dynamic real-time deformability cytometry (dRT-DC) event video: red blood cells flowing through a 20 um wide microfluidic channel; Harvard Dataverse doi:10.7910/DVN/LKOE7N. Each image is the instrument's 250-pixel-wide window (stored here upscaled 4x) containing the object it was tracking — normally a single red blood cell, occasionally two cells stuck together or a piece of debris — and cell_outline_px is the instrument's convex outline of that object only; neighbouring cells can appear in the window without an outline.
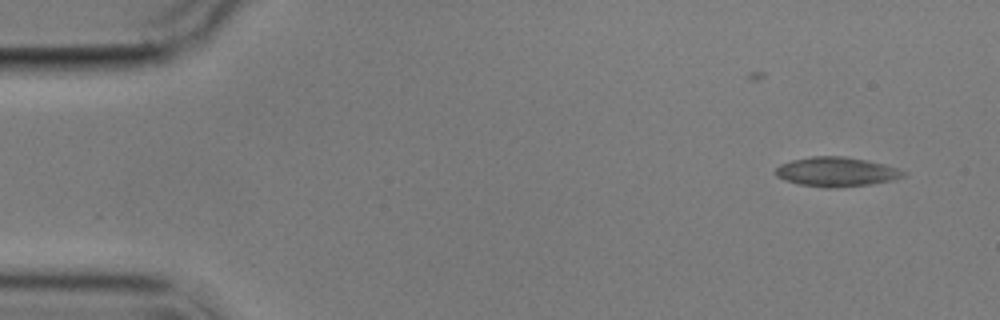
{"species": "common noctule bat (a hibernating species)", "species_latin": "Nyctalus noctula", "temperature_condition": "cold", "stored_images_in_passage": 3, "camera_frame_rate_fps": 3000, "um_per_image_px": 0.085, "animal": {"sex": "male", "body_mass_g": 17.9}, "frame": {"image": 1, "passage_image": 3, "time_ms": 2.333, "image_size_px": [1000, 320], "cell_outline_px": [[908, 176], [892, 180], [872, 184], [832, 188], [828, 188], [800, 184], [784, 180], [776, 176], [776, 168], [780, 164], [792, 160], [812, 156], [844, 156], [884, 164], [908, 172]], "centroid_in_image_um": [71.12, 14.61], "position_along_channel_um": 13.9, "area_um2": 21.91}}